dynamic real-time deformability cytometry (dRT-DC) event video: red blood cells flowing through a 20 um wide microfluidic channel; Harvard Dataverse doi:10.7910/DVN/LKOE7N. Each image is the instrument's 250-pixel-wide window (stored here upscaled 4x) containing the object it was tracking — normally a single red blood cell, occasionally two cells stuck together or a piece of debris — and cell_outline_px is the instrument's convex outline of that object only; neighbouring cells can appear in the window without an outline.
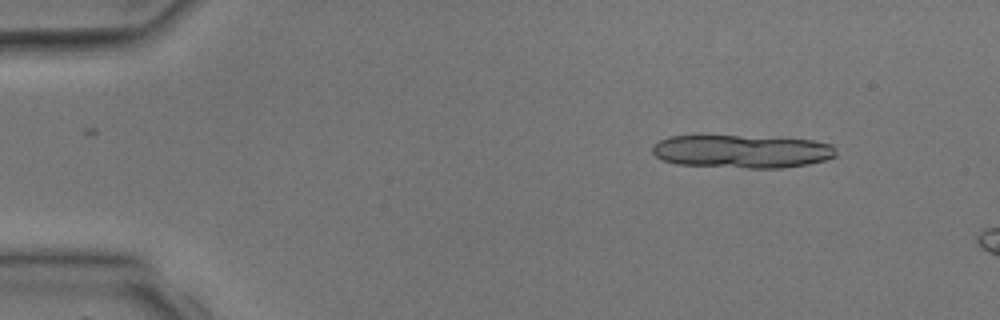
{"species": "common noctule bat (a hibernating species)", "species_latin": "Nyctalus noctula", "temperature_condition": "room temperature", "stored_images_in_passage": 3, "camera_frame_rate_fps": 3000, "um_per_image_px": 0.085, "animal": {"sex": "male", "body_mass_g": 17.9, "forearm_length_mm": 54.2}, "frame": {"image": 1, "passage_image": 2, "time_ms": 1.333, "image_size_px": [1000, 320], "cell_outline_px": [[836, 156], [824, 160], [808, 164], [780, 168], [748, 168], [676, 164], [664, 160], [656, 156], [652, 152], [652, 144], [668, 136], [740, 136], [812, 140], [832, 144], [836, 148]], "centroid_in_image_um": [63.05, 12.87], "position_along_channel_um": 21.9, "area_um2": 35.37}}